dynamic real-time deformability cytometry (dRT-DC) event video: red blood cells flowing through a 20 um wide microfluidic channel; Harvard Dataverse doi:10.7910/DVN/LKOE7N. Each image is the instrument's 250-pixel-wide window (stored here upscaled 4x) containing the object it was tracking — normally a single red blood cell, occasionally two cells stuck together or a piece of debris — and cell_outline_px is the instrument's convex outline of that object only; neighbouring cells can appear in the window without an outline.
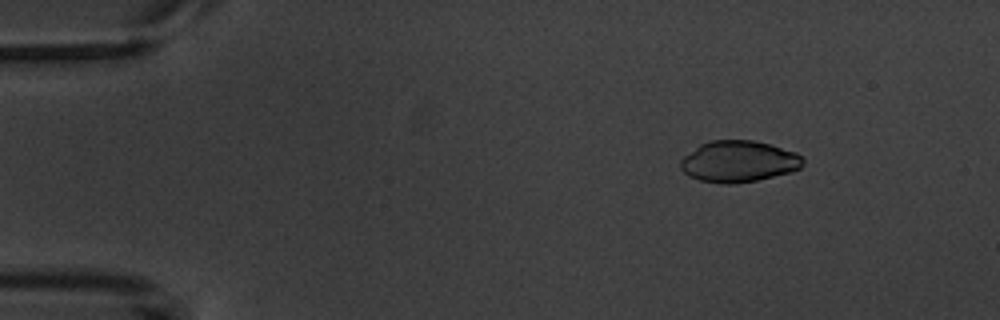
{"species": "common noctule bat (a hibernating species)", "species_latin": "Nyctalus noctula", "temperature_condition": "warm", "stored_images_in_passage": 9, "camera_frame_rate_fps": 3000, "um_per_image_px": 0.085, "animal": {"sex": "male", "body_mass_g": 20.1, "forearm_length_mm": 53.5}, "frame": {"image": 1, "passage_image": 1, "time_ms": 0.0, "image_size_px": [1000, 320], "cell_outline_px": [[804, 164], [800, 168], [792, 172], [756, 180], [732, 184], [720, 184], [700, 180], [688, 176], [680, 168], [680, 160], [684, 156], [700, 144], [712, 140], [752, 140], [768, 144], [796, 152], [804, 160]], "centroid_in_image_um": [62.77, 13.73], "position_along_channel_um": 22.2, "area_um2": 29.54}}